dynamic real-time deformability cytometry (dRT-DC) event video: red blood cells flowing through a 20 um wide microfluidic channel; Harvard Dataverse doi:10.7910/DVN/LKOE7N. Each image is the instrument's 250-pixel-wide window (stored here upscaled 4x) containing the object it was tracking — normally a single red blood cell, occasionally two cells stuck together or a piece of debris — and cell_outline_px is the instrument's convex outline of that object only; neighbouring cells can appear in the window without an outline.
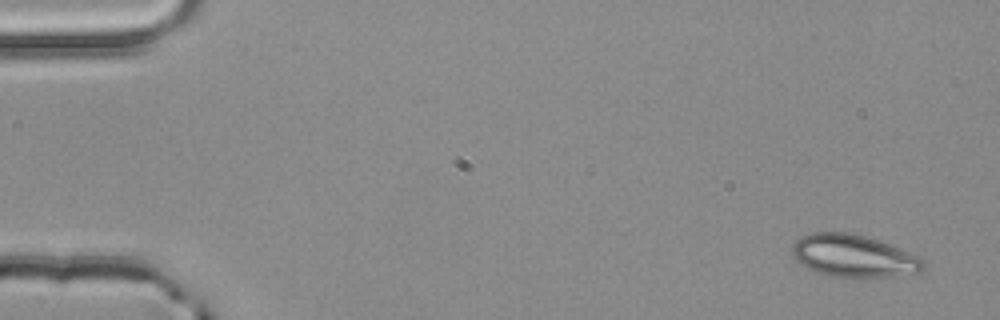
{"species": "common noctule bat (a hibernating species)", "species_latin": "Nyctalus noctula", "temperature_condition": "room temperature", "stored_images_in_passage": 5, "segment_of_instrument_passage": [1, 2], "camera_frame_rate_fps": 3000, "um_per_image_px": 0.085, "animal": {"sex": "male", "body_mass_g": 20.4}, "frame": {"image": 1, "passage_image": 1, "time_ms": 0.0, "image_size_px": [1000, 320], "cell_outline_px": [[924, 268], [920, 272], [896, 276], [836, 276], [820, 272], [808, 268], [796, 260], [792, 256], [792, 244], [800, 236], [812, 232], [844, 232], [864, 236], [900, 248], [920, 256], [924, 260]], "centroid_in_image_um": [72.56, 21.73], "position_along_channel_um": 12.4, "area_um2": 31.96}}